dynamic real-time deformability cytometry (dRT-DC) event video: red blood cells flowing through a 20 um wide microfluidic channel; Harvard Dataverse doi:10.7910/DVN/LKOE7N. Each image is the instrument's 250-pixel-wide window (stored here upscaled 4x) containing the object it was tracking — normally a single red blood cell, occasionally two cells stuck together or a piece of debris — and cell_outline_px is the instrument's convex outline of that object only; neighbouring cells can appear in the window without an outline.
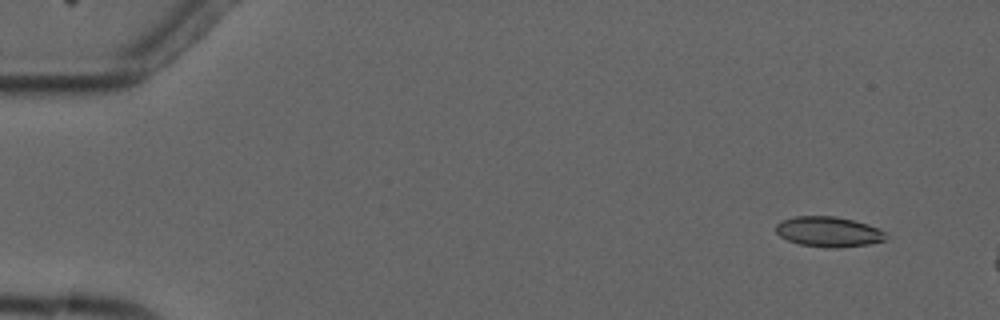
{"species": "common noctule bat (a hibernating species)", "species_latin": "Nyctalus noctula", "temperature_condition": "cold", "stored_images_in_passage": 4, "camera_frame_rate_fps": 3000, "um_per_image_px": 0.085, "animal": {"sex": "male", "forearm_length_mm": 52.5}, "frame": {"image": 1, "passage_image": 1, "time_ms": 0.0, "image_size_px": [1000, 320], "cell_outline_px": [[888, 240], [868, 244], [836, 248], [828, 248], [800, 244], [788, 240], [780, 236], [776, 232], [776, 224], [780, 220], [796, 216], [836, 216], [868, 224], [880, 228], [888, 236]], "centroid_in_image_um": [70.45, 19.69], "position_along_channel_um": 14.5, "area_um2": 19.54}}